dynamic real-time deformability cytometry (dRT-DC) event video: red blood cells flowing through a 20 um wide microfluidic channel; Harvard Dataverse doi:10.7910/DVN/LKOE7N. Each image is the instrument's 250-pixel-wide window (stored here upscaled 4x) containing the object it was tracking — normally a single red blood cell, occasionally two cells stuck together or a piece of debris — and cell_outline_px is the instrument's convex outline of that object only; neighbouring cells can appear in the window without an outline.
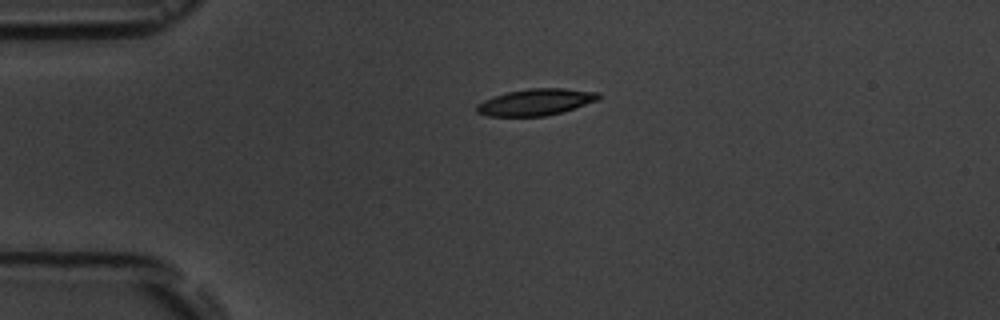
{"species": "common noctule bat (a hibernating species)", "species_latin": "Nyctalus noctula", "temperature_condition": "room temperature", "stored_images_in_passage": 2, "camera_frame_rate_fps": 3000, "um_per_image_px": 0.085, "animal": {"sex": "male", "body_mass_g": 19.5, "forearm_length_mm": 54.6}, "frame": {"image": 1, "passage_image": 1, "time_ms": 0.0, "image_size_px": [1000, 320], "cell_outline_px": [[600, 96], [596, 100], [560, 112], [544, 116], [488, 116], [476, 112], [476, 104], [484, 100], [508, 92], [528, 88], [564, 88], [600, 92]], "centroid_in_image_um": [45.5, 8.67], "position_along_channel_um": 39.5, "area_um2": 18.55}}